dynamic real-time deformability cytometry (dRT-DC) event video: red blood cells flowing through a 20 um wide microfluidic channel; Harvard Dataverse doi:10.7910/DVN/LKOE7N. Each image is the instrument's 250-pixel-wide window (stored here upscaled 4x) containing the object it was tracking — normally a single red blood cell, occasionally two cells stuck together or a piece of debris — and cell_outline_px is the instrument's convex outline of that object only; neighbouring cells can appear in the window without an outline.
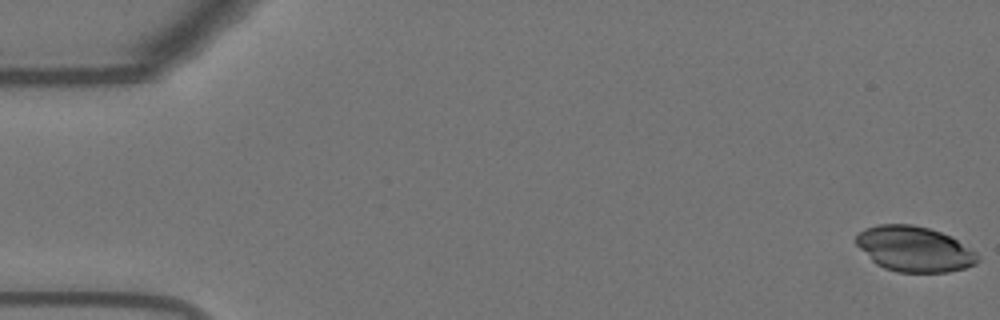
{"species": "Egyptian fruit bat (a non-hibernating species)", "species_latin": "Rousettus aegyptiacus", "temperature_condition": "warm", "stored_images_in_passage": 31, "camera_frame_rate_fps": 3000, "um_per_image_px": 0.085, "animal": {"sex": "female"}, "frame": {"image": 1, "passage_image": 1, "time_ms": 0.0, "image_size_px": [1000, 320], "cell_outline_px": [[980, 260], [976, 264], [964, 268], [948, 272], [896, 272], [884, 268], [876, 264], [856, 244], [856, 236], [864, 228], [876, 224], [912, 224], [928, 228], [952, 236], [976, 252], [980, 256]], "centroid_in_image_um": [77.74, 21.16], "position_along_channel_um": 7.3, "area_um2": 32.25}}